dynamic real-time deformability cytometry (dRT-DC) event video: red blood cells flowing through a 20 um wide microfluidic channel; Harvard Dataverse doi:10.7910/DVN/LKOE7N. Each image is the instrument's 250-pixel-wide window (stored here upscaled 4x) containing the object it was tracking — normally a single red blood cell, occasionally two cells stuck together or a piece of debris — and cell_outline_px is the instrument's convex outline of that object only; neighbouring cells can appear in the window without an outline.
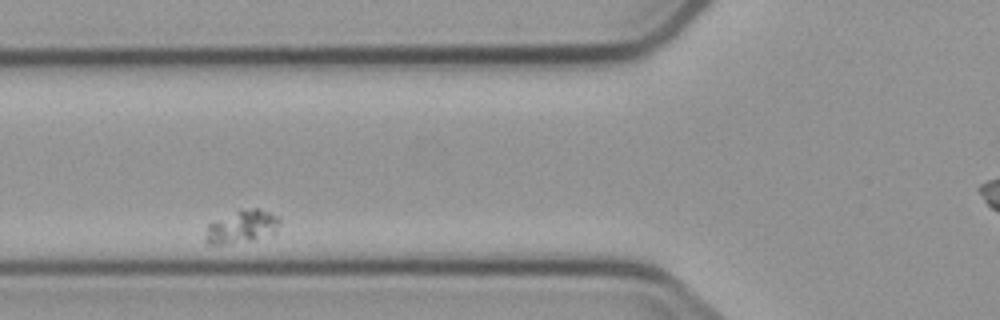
{"species": "common noctule bat (a hibernating species)", "species_latin": "Nyctalus noctula", "temperature_condition": "cold", "stored_images_in_passage": 6, "segment_of_instrument_passage": [1, 2], "camera_frame_rate_fps": 3000, "um_per_image_px": 0.085, "animal": {"sex": "male", "body_mass_g": 23.1, "forearm_length_mm": 52.7}, "frame": {"image": 1, "passage_image": 3, "time_ms": 2.333, "image_size_px": [1000, 320], "cell_outline_px": [[280, 224], [272, 236], [252, 240], [220, 244], [208, 244], [204, 240], [204, 236], [208, 224], [240, 208], [260, 208], [280, 216]], "centroid_in_image_um": [20.59, 19.25], "position_along_channel_um": 105.2, "area_um2": 14.51}}
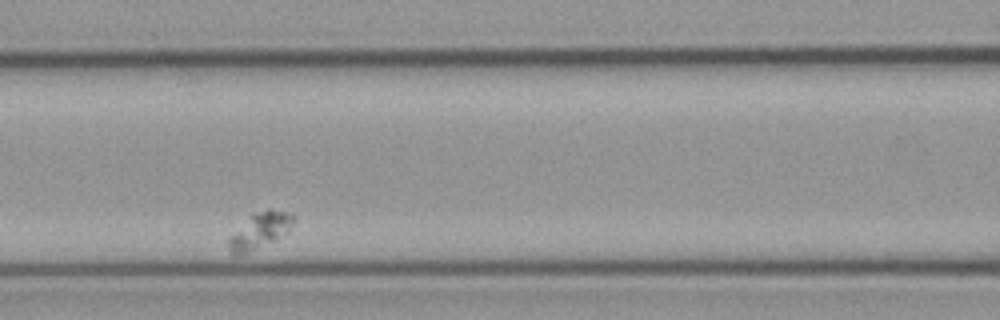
{"frame": {"image": 2, "passage_image": 4, "time_ms": 3.667, "image_size_px": [1000, 320], "cell_outline_px": [[296, 216], [288, 232], [240, 256], [232, 256], [228, 244], [228, 236], [256, 212], [268, 208], [292, 212]], "centroid_in_image_um": [22.09, 19.58], "position_along_channel_um": 144.5, "area_um2": 13.47}}